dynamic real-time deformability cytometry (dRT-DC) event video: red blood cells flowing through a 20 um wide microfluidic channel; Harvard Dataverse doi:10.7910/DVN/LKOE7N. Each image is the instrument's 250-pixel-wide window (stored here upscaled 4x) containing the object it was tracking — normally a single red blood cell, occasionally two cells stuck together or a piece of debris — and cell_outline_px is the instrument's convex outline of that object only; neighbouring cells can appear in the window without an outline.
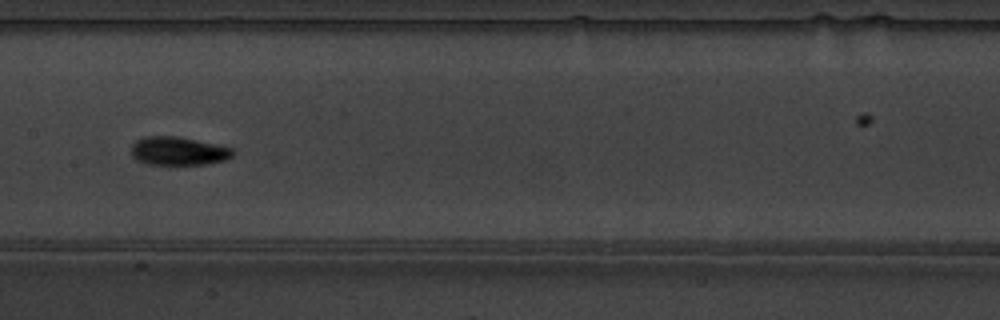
{"species": "common noctule bat (a hibernating species)", "species_latin": "Nyctalus noctula", "temperature_condition": "warm", "stored_images_in_passage": 13, "camera_frame_rate_fps": 3000, "um_per_image_px": 0.085, "animal": {"sex": "male", "body_mass_g": 19.5, "forearm_length_mm": 54.6}, "frame": {"image": 1, "passage_image": 8, "time_ms": 2.333, "image_size_px": [1000, 320], "cell_outline_px": [[236, 152], [232, 156], [224, 160], [208, 164], [148, 164], [136, 160], [132, 156], [132, 144], [136, 140], [144, 136], [180, 136], [232, 148]], "centroid_in_image_um": [15.15, 12.83], "position_along_channel_um": 192.2, "area_um2": 16.88}}
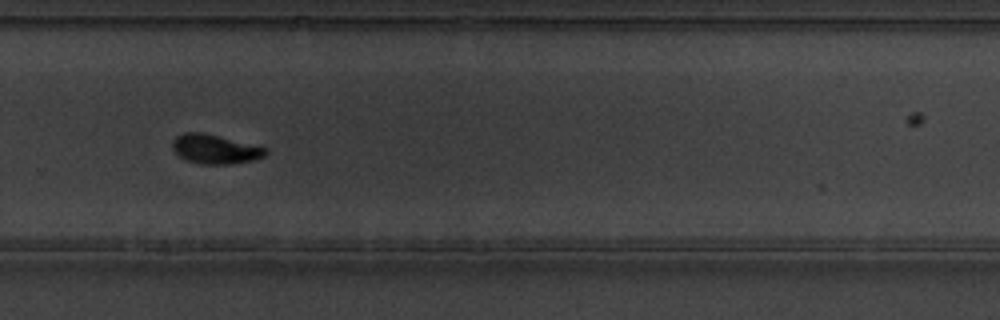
{"frame": {"image": 2, "passage_image": 11, "time_ms": 3.333, "image_size_px": [1000, 320], "cell_outline_px": [[268, 152], [264, 156], [252, 160], [232, 164], [200, 164], [184, 160], [172, 148], [172, 140], [176, 136], [184, 132], [204, 132], [268, 148]], "centroid_in_image_um": [18.26, 12.67], "position_along_channel_um": 311.5, "area_um2": 16.01}}